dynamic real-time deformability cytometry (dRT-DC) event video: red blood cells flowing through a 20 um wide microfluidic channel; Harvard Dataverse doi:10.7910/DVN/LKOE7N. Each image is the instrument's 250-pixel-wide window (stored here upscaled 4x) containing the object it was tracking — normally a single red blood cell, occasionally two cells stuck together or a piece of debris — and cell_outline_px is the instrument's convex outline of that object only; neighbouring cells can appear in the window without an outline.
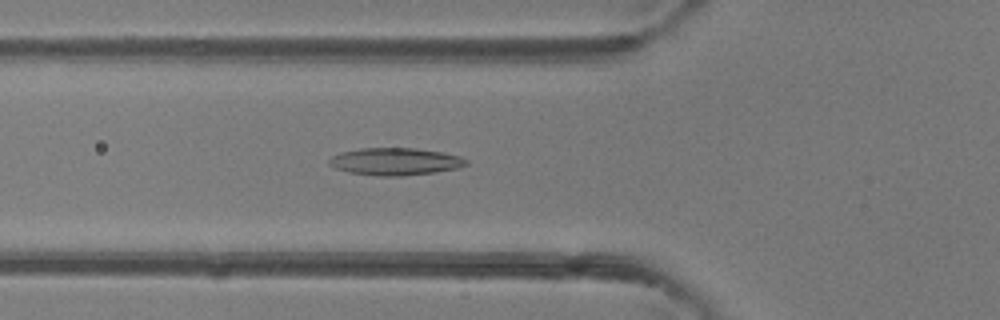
{"species": "common noctule bat (a hibernating species)", "species_latin": "Nyctalus noctula", "temperature_condition": "room temperature", "stored_images_in_passage": 43, "camera_frame_rate_fps": 3000, "um_per_image_px": 0.085, "animal": {"sex": "female"}, "frame": {"image": 1, "passage_image": 14, "time_ms": 4.333, "image_size_px": [1000, 320], "cell_outline_px": [[468, 164], [460, 168], [436, 172], [404, 176], [376, 176], [348, 172], [336, 168], [328, 164], [328, 160], [332, 156], [340, 152], [360, 148], [416, 148], [444, 152], [460, 156], [468, 160]], "centroid_in_image_um": [33.62, 13.73], "position_along_channel_um": 92.2, "area_um2": 22.14}}
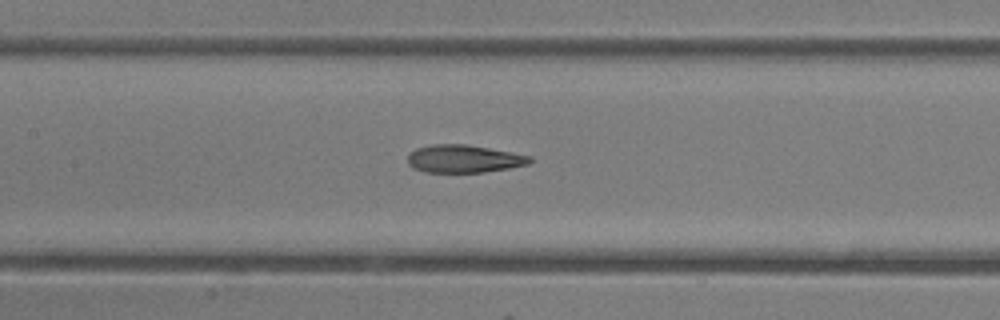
{"frame": {"image": 2, "passage_image": 19, "time_ms": 6.0, "image_size_px": [1000, 320], "cell_outline_px": [[532, 160], [528, 164], [508, 168], [484, 172], [424, 172], [412, 168], [408, 164], [408, 156], [416, 148], [432, 144], [468, 144], [532, 156]], "centroid_in_image_um": [39.41, 13.49], "position_along_channel_um": 168.0, "area_um2": 19.77}}
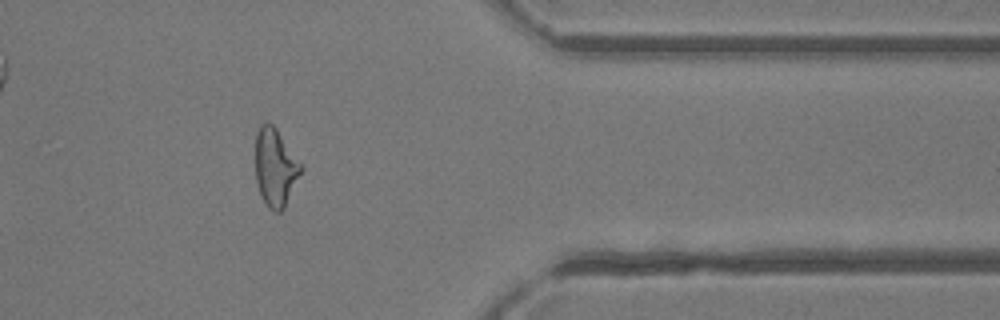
{"frame": {"image": 3, "passage_image": 35, "time_ms": 11.333, "image_size_px": [1000, 320], "cell_outline_px": [[304, 168], [284, 208], [280, 212], [276, 212], [268, 208], [260, 192], [256, 180], [256, 132], [260, 124], [264, 120], [272, 124], [276, 128], [304, 164]], "centroid_in_image_um": [23.44, 14.19], "position_along_channel_um": 388.0, "area_um2": 20.98}, "authors_computed_cell_mechanics": {"area_um2": 21.097, "velocity_mm_per_s": 4.4823, "shape_relaxation_time_tau1_ms": null, "shape_relaxation_time_tau2_ms": 2.2105, "deformation_change_tau1": null, "deformation_change_tau2": 0.1196}}